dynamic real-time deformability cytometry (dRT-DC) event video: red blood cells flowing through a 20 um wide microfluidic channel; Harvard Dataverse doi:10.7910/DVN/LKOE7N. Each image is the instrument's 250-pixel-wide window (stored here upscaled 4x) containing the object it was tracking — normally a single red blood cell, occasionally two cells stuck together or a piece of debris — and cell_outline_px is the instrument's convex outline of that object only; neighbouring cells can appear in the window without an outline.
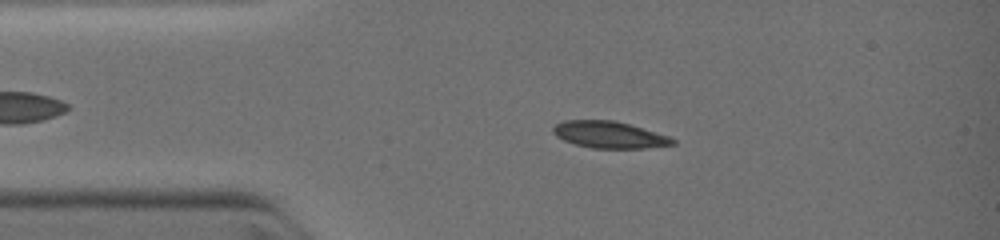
{"species": "common noctule bat (a hibernating species)", "species_latin": "Nyctalus noctula", "temperature_condition": "warm", "stored_images_in_passage": 34, "camera_frame_rate_fps": 3000, "um_per_image_px": 0.085, "animal": {"sex": "female", "body_mass_g": 19.0, "forearm_length_mm": 51.5}, "frame": {"image": 1, "passage_image": 7, "time_ms": 2.0, "image_size_px": [1000, 240], "cell_outline_px": [[676, 144], [648, 148], [592, 148], [576, 144], [564, 140], [556, 136], [552, 132], [552, 128], [556, 124], [564, 120], [612, 120], [628, 124], [656, 132], [668, 136], [676, 140]], "centroid_in_image_um": [51.79, 11.45], "position_along_channel_um": 33.2, "area_um2": 18.55}}
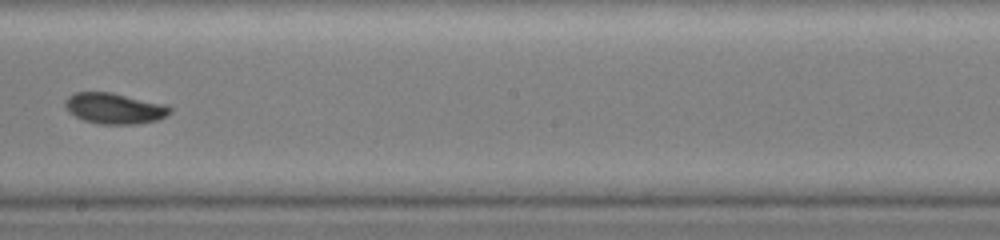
{"frame": {"image": 2, "passage_image": 21, "time_ms": 6.667, "image_size_px": [1000, 240], "cell_outline_px": [[172, 112], [160, 120], [136, 124], [100, 124], [84, 120], [68, 112], [64, 104], [64, 100], [68, 96], [76, 92], [112, 92], [168, 104], [172, 108]], "centroid_in_image_um": [9.78, 9.21], "position_along_channel_um": 238.4, "area_um2": 19.19}}
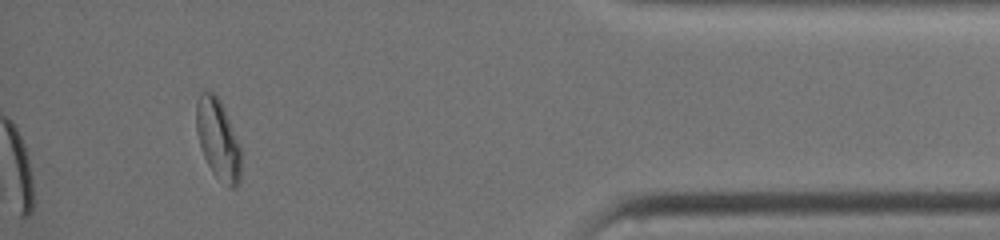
{"frame": {"image": 3, "passage_image": 34, "time_ms": 11.0, "image_size_px": [1000, 240], "cell_outline_px": [[240, 184], [232, 188], [228, 188], [212, 172], [204, 156], [196, 132], [196, 104], [200, 92], [212, 92], [220, 100], [224, 108], [240, 148]], "centroid_in_image_um": [18.52, 11.86], "position_along_channel_um": 416.7, "area_um2": 20.63}}